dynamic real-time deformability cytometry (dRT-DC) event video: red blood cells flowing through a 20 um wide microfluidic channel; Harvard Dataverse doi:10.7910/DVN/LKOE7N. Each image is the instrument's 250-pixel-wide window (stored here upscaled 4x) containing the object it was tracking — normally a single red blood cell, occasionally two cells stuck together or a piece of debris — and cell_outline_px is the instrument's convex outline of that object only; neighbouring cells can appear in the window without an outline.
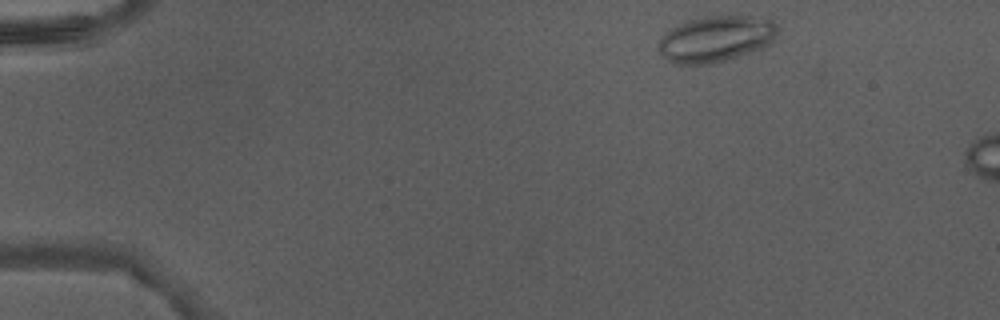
{"species": "Egyptian fruit bat (a non-hibernating species)", "species_latin": "Rousettus aegyptiacus", "temperature_condition": "warm", "stored_images_in_passage": 7, "camera_frame_rate_fps": 3000, "um_per_image_px": 0.085, "animal": {"sex": "male"}, "frame": {"image": 1, "passage_image": 1, "time_ms": 0.0, "image_size_px": [1000, 320], "cell_outline_px": [[776, 32], [772, 40], [768, 44], [760, 48], [712, 64], [680, 64], [668, 60], [660, 52], [660, 40], [664, 32], [684, 20], [696, 16], [748, 16], [772, 20], [776, 24]], "centroid_in_image_um": [60.8, 3.27], "position_along_channel_um": 24.2, "area_um2": 31.62}}